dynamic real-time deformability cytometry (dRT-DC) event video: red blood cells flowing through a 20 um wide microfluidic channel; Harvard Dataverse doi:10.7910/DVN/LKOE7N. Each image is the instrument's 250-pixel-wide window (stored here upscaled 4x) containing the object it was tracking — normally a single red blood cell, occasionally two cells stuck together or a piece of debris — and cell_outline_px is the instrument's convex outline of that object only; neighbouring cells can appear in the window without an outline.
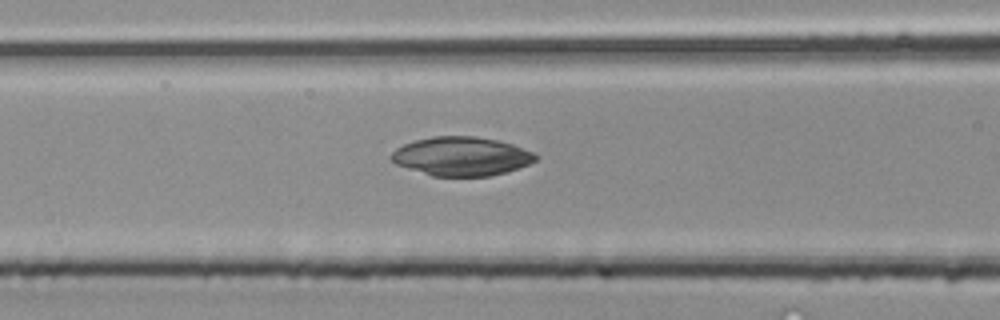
{"species": "common noctule bat (a hibernating species)", "species_latin": "Nyctalus noctula", "temperature_condition": "room temperature", "stored_images_in_passage": 28, "camera_frame_rate_fps": 3000, "um_per_image_px": 0.085, "animal": {"sex": "male", "body_mass_g": 20.4}, "frame": {"image": 1, "passage_image": 14, "time_ms": 4.333, "image_size_px": [1000, 320], "cell_outline_px": [[540, 156], [536, 160], [528, 164], [508, 172], [492, 176], [432, 176], [396, 164], [392, 160], [392, 152], [396, 148], [404, 144], [416, 140], [432, 136], [476, 136], [496, 140], [512, 144], [532, 152]], "centroid_in_image_um": [39.24, 13.29], "position_along_channel_um": 127.4, "area_um2": 32.6}}
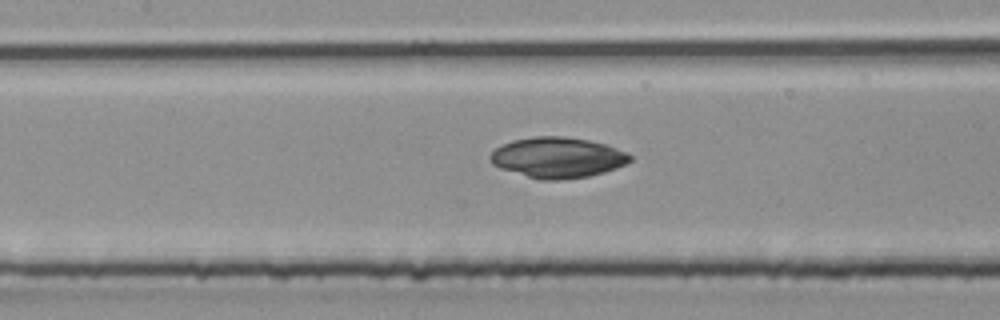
{"frame": {"image": 2, "passage_image": 16, "time_ms": 5.0, "image_size_px": [1000, 320], "cell_outline_px": [[632, 160], [616, 168], [604, 172], [588, 176], [560, 180], [540, 180], [500, 168], [492, 164], [488, 156], [496, 148], [512, 140], [536, 136], [564, 136], [588, 140], [604, 144], [628, 152], [632, 156]], "centroid_in_image_um": [47.39, 13.39], "position_along_channel_um": 160.0, "area_um2": 33.0}}
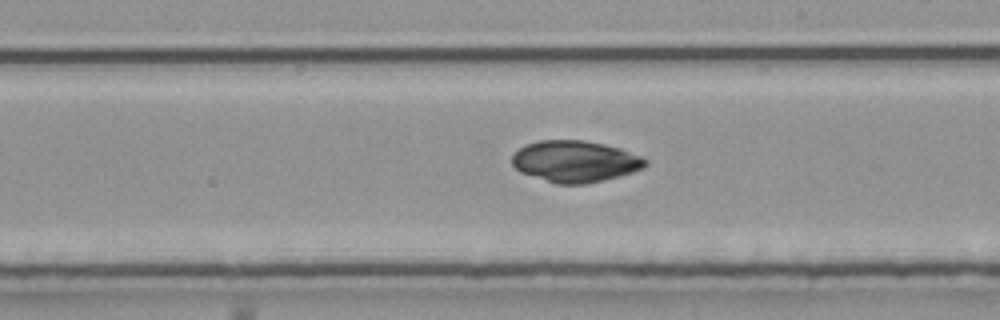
{"frame": {"image": 3, "passage_image": 21, "time_ms": 6.667, "image_size_px": [1000, 320], "cell_outline_px": [[648, 164], [644, 168], [632, 172], [604, 180], [584, 184], [556, 184], [520, 172], [512, 164], [512, 156], [524, 144], [540, 140], [584, 140], [604, 144], [620, 148], [640, 156], [648, 160]], "centroid_in_image_um": [48.88, 13.71], "position_along_channel_um": 240.1, "area_um2": 32.25}}